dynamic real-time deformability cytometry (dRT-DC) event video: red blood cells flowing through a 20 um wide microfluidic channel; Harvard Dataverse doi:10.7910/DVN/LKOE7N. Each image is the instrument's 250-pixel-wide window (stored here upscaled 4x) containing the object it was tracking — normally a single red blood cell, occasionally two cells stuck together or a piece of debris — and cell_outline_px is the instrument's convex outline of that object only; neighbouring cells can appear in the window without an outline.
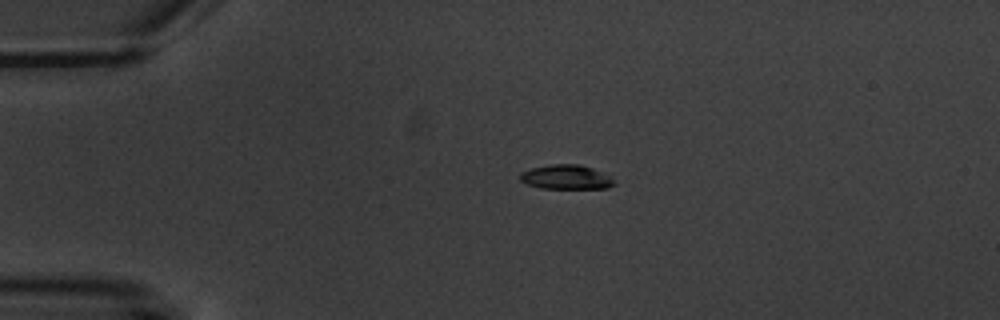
{"species": "common noctule bat (a hibernating species)", "species_latin": "Nyctalus noctula", "temperature_condition": "warm", "stored_images_in_passage": 5, "camera_frame_rate_fps": 3000, "um_per_image_px": 0.085, "animal": {"sex": "male", "body_mass_g": 20.1, "forearm_length_mm": 53.5}, "frame": {"image": 1, "passage_image": 5, "time_ms": 4.667, "image_size_px": [1000, 320], "cell_outline_px": [[616, 184], [608, 188], [540, 188], [524, 184], [520, 180], [520, 172], [532, 168], [552, 164], [580, 164], [592, 168], [608, 176]], "centroid_in_image_um": [48.07, 15.06], "position_along_channel_um": 36.9, "area_um2": 13.29}}